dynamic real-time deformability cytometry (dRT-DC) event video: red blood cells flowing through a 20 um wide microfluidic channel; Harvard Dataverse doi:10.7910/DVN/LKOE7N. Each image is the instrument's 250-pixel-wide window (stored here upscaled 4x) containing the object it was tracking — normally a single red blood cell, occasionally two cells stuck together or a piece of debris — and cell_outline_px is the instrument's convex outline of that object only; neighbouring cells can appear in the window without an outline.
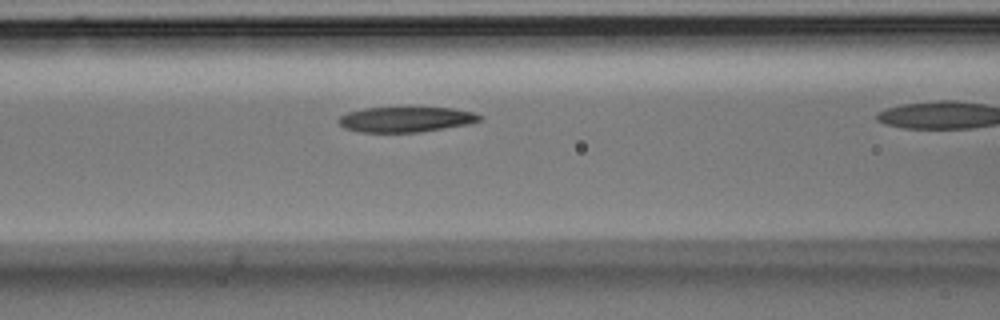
{"species": "Egyptian fruit bat (a non-hibernating species)", "species_latin": "Rousettus aegyptiacus", "temperature_condition": "room temperature", "stored_images_in_passage": 32, "camera_frame_rate_fps": 3000, "um_per_image_px": 0.085, "animal": {"sex": "male"}, "frame": {"image": 1, "passage_image": 12, "time_ms": 3.667, "image_size_px": [1000, 320], "cell_outline_px": [[484, 116], [480, 120], [468, 124], [420, 132], [360, 132], [344, 128], [336, 120], [340, 116], [348, 112], [364, 108], [452, 108], [472, 112]], "centroid_in_image_um": [34.47, 10.15], "position_along_channel_um": 132.1, "area_um2": 20.63}}
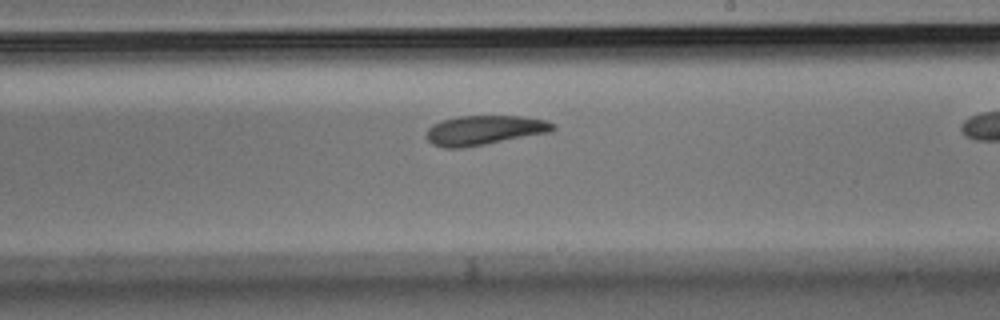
{"frame": {"image": 2, "passage_image": 21, "time_ms": 6.667, "image_size_px": [1000, 320], "cell_outline_px": [[556, 128], [552, 132], [484, 144], [460, 148], [444, 148], [432, 144], [428, 140], [428, 128], [432, 124], [444, 120], [460, 116], [520, 116], [544, 120], [556, 124]], "centroid_in_image_um": [41.2, 11.06], "position_along_channel_um": 247.8, "area_um2": 21.56}}
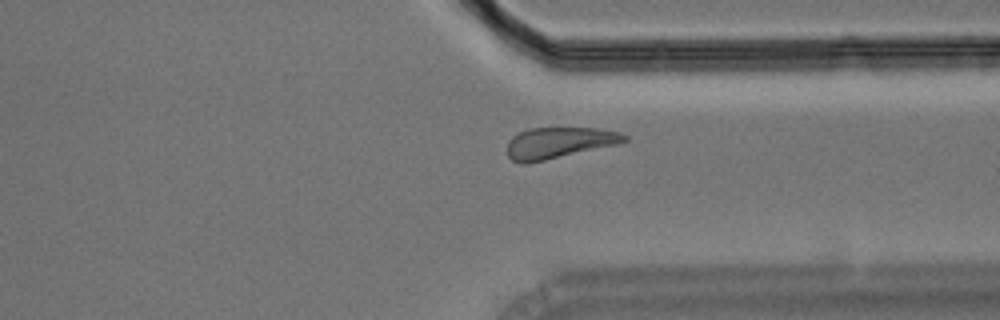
{"frame": {"image": 3, "passage_image": 30, "time_ms": 9.667, "image_size_px": [1000, 320], "cell_outline_px": [[628, 140], [620, 144], [528, 164], [520, 164], [512, 160], [508, 156], [508, 140], [512, 136], [528, 128], [596, 128], [620, 132], [628, 136]], "centroid_in_image_um": [47.52, 12.15], "position_along_channel_um": 363.9, "area_um2": 21.56}}